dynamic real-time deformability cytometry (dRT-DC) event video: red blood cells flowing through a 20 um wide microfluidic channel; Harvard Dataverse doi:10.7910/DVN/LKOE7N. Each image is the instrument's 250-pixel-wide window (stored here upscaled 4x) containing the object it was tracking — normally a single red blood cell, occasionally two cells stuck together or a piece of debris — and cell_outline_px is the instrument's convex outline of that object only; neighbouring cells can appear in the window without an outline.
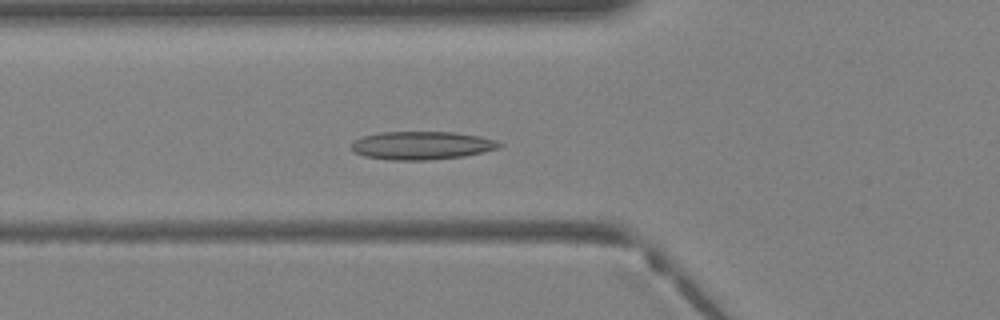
{"species": "Egyptian fruit bat (a non-hibernating species)", "species_latin": "Rousettus aegyptiacus", "temperature_condition": "warm", "stored_images_in_passage": 34, "camera_frame_rate_fps": 3000, "um_per_image_px": 0.085, "animal": {"sex": "female"}, "frame": {"image": 1, "passage_image": 9, "time_ms": 2.667, "image_size_px": [1000, 320], "cell_outline_px": [[504, 144], [500, 148], [464, 156], [424, 160], [392, 160], [364, 156], [356, 152], [352, 148], [352, 140], [360, 136], [380, 132], [456, 132], [480, 136], [496, 140]], "centroid_in_image_um": [35.85, 12.35], "position_along_channel_um": 89.9, "area_um2": 24.39}}
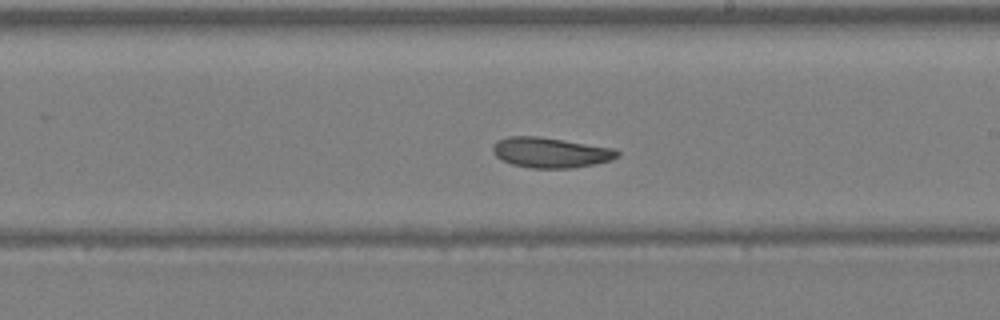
{"frame": {"image": 2, "passage_image": 18, "time_ms": 5.667, "image_size_px": [1000, 320], "cell_outline_px": [[620, 156], [612, 160], [596, 164], [576, 168], [532, 168], [512, 164], [500, 160], [492, 152], [492, 148], [496, 140], [508, 136], [536, 136], [616, 148], [620, 152]], "centroid_in_image_um": [46.82, 12.97], "position_along_channel_um": 242.2, "area_um2": 22.25}}
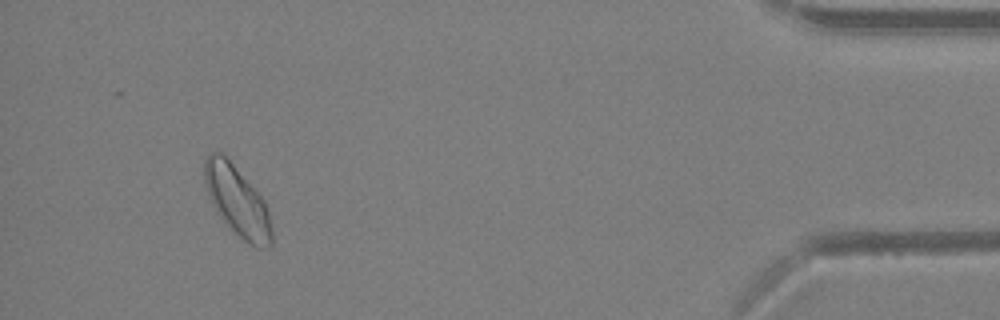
{"frame": {"image": 3, "passage_image": 32, "time_ms": 10.333, "image_size_px": [1000, 320], "cell_outline_px": [[272, 244], [268, 248], [260, 248], [244, 240], [232, 232], [216, 212], [204, 184], [204, 160], [208, 152], [220, 152], [232, 164], [264, 200], [268, 212], [272, 228]], "centroid_in_image_um": [20.15, 17.12], "position_along_channel_um": 415.1, "area_um2": 27.17}}